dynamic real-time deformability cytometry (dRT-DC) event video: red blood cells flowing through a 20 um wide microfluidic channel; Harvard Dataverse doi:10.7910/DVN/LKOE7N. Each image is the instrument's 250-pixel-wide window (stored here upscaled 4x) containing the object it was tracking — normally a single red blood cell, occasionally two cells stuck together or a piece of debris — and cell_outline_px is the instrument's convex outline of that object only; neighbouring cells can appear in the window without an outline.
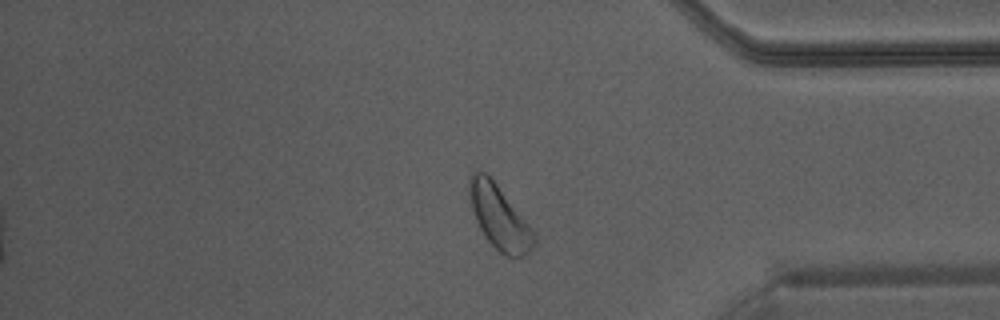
{"species": "Egyptian fruit bat (a non-hibernating species)", "species_latin": "Rousettus aegyptiacus", "temperature_condition": "warm", "stored_images_in_passage": 49, "camera_frame_rate_fps": 3000, "um_per_image_px": 0.085, "animal": {"sex": "male"}, "frame": {"image": 1, "passage_image": 42, "time_ms": 13.667, "image_size_px": [1000, 320], "cell_outline_px": [[536, 240], [528, 256], [508, 256], [500, 252], [488, 240], [480, 228], [476, 220], [468, 196], [468, 180], [472, 172], [484, 172], [496, 184], [528, 224], [536, 236]], "centroid_in_image_um": [42.43, 18.48], "position_along_channel_um": 392.8, "area_um2": 23.47}, "authors_computed_cell_mechanics": {"area_um2": 25.6632, "velocity_mm_per_s": 4.3074, "shape_relaxation_time_tau1_ms": null, "shape_relaxation_time_tau2_ms": 1.6943, "deformation_change_tau1": null, "deformation_change_tau2": 0.0572}}